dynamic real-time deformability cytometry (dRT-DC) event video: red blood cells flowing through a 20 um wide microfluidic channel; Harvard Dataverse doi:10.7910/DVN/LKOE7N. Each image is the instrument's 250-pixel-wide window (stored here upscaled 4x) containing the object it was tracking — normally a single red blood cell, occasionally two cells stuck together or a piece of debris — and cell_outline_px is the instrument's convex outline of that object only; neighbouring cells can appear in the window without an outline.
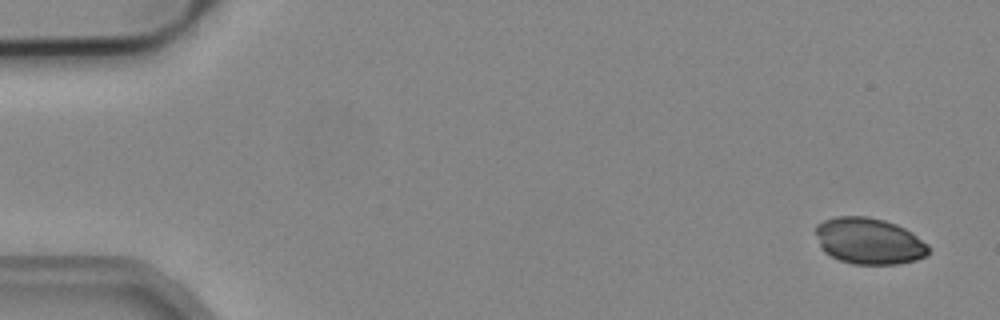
{"species": "common noctule bat (a hibernating species)", "species_latin": "Nyctalus noctula", "temperature_condition": "cold", "stored_images_in_passage": 6, "camera_frame_rate_fps": 3000, "um_per_image_px": 0.085, "animal": {"sex": "male", "body_mass_g": 19.2, "forearm_length_mm": 51.8}, "frame": {"image": 1, "passage_image": 1, "time_ms": 0.0, "image_size_px": [1000, 320], "cell_outline_px": [[928, 252], [924, 256], [916, 260], [896, 264], [852, 264], [840, 260], [824, 252], [820, 248], [816, 232], [816, 224], [824, 220], [836, 216], [868, 216], [884, 220], [896, 224], [912, 232], [928, 244]], "centroid_in_image_um": [73.85, 20.48], "position_along_channel_um": 11.2, "area_um2": 30.52}}